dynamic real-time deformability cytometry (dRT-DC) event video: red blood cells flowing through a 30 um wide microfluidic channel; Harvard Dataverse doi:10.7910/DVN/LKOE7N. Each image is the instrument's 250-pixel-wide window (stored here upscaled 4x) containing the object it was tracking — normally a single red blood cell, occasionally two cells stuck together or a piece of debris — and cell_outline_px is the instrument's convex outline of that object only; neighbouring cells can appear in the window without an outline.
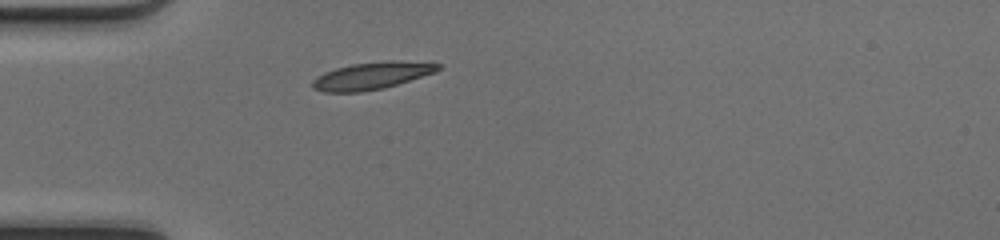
{"species": "common noctule bat (a hibernating species)", "species_latin": "Nyctalus noctula", "temperature_condition": "cold", "stored_images_in_passage": 35, "camera_frame_rate_fps": 3000, "um_per_image_px": 0.085, "animal": {"sex": "female", "body_mass_g": 17.0, "forearm_length_mm": 48.0}, "frame": {"image": 1, "passage_image": 1, "time_ms": 0.0, "image_size_px": [1000, 240], "cell_outline_px": [[440, 68], [436, 72], [384, 88], [360, 92], [324, 92], [312, 88], [312, 80], [316, 76], [324, 72], [336, 68], [352, 64], [388, 60], [392, 60], [440, 64]], "centroid_in_image_um": [31.55, 6.44], "position_along_channel_um": 53.4, "area_um2": 19.83}}
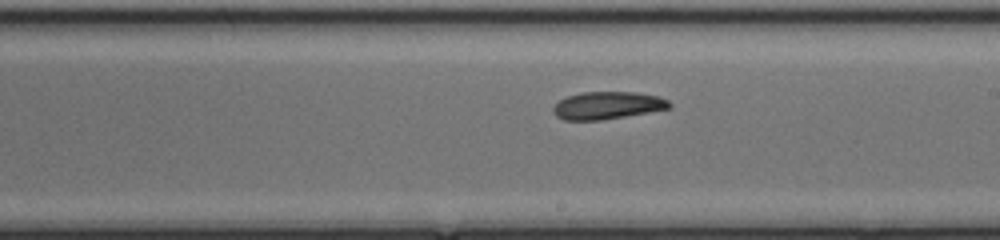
{"frame": {"image": 2, "passage_image": 15, "time_ms": 4.667, "image_size_px": [1000, 240], "cell_outline_px": [[672, 108], [600, 120], [564, 120], [556, 116], [552, 112], [552, 108], [560, 100], [568, 96], [580, 92], [636, 92], [660, 96], [668, 100], [672, 104]], "centroid_in_image_um": [51.65, 8.95], "position_along_channel_um": 237.4, "area_um2": 18.67}}
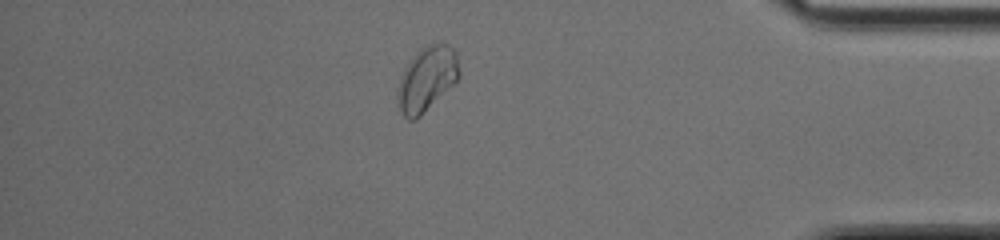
{"frame": {"image": 3, "passage_image": 29, "time_ms": 9.333, "image_size_px": [1000, 240], "cell_outline_px": [[460, 76], [416, 120], [408, 120], [400, 112], [396, 104], [396, 92], [400, 76], [408, 60], [420, 48], [440, 40], [452, 48], [456, 52], [460, 72]], "centroid_in_image_um": [36.23, 6.69], "position_along_channel_um": 399.0, "area_um2": 23.47}, "authors_computed_cell_mechanics": {"area_um2": 19.1896, "velocity_mm_per_s": 4.1766, "shape_relaxation_time_tau1_ms": 5.4529, "shape_relaxation_time_tau2_ms": 1.1378, "deformation_change_tau1": 0.1388, "deformation_change_tau2": 0.0524}}